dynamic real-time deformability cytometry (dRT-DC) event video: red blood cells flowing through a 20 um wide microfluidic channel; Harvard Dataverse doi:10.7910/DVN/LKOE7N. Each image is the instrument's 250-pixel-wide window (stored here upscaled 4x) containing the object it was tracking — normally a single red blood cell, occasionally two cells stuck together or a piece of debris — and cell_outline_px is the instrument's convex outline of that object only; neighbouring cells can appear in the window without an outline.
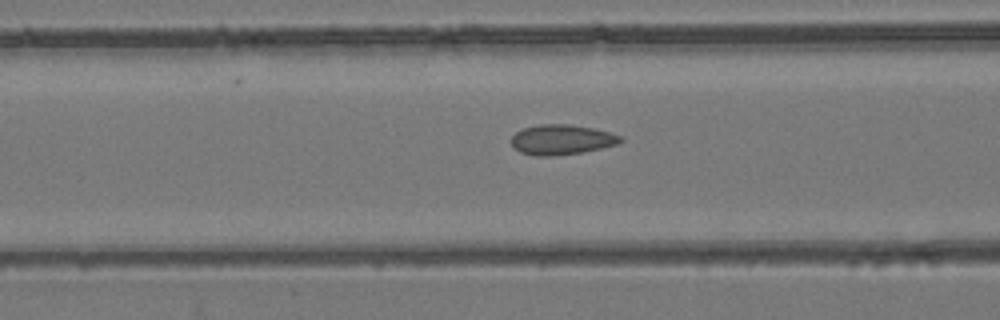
{"species": "common noctule bat (a hibernating species)", "species_latin": "Nyctalus noctula", "temperature_condition": "room temperature", "stored_images_in_passage": 52, "camera_frame_rate_fps": 3000, "um_per_image_px": 0.085, "animal": {"sex": "female", "body_mass_g": 24.6, "forearm_length_mm": 56.2}, "frame": {"image": 1, "passage_image": 22, "time_ms": 7.0, "image_size_px": [1000, 320], "cell_outline_px": [[624, 140], [616, 144], [584, 152], [552, 156], [536, 156], [520, 152], [512, 144], [512, 136], [516, 132], [524, 128], [540, 124], [568, 124], [592, 128], [608, 132], [620, 136]], "centroid_in_image_um": [47.72, 11.87], "position_along_channel_um": 118.9, "area_um2": 18.9}}
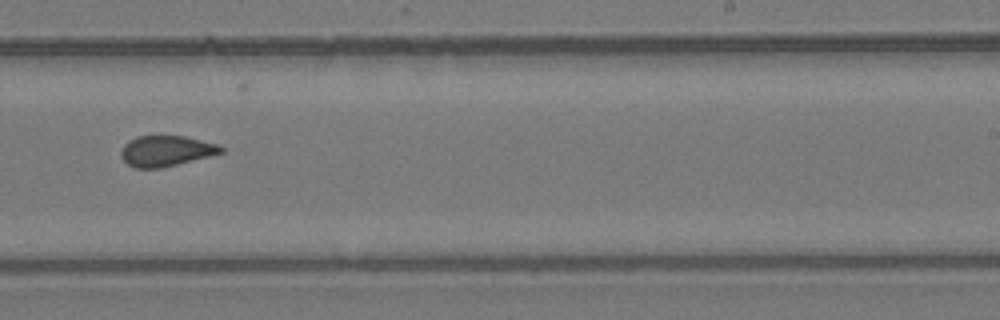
{"frame": {"image": 2, "passage_image": 34, "time_ms": 11.0, "image_size_px": [1000, 320], "cell_outline_px": [[224, 152], [160, 168], [136, 168], [128, 164], [120, 156], [120, 152], [124, 144], [128, 140], [136, 136], [184, 136], [216, 144], [224, 148]], "centroid_in_image_um": [14.07, 12.82], "position_along_channel_um": 274.9, "area_um2": 17.63}}
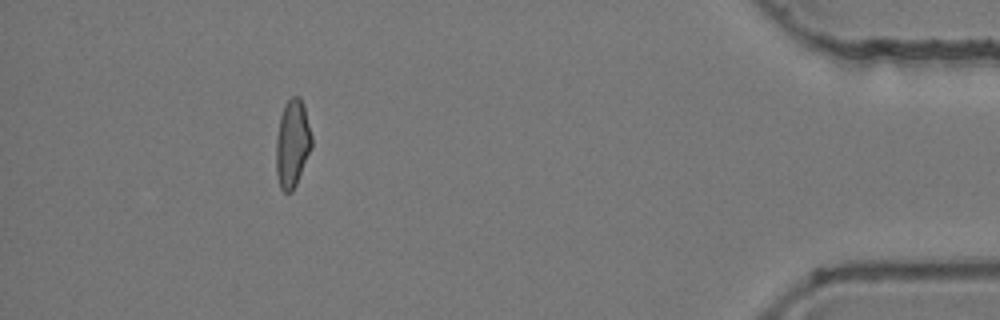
{"frame": {"image": 3, "passage_image": 49, "time_ms": 16.0, "image_size_px": [1000, 320], "cell_outline_px": [[312, 148], [296, 184], [292, 192], [284, 192], [280, 188], [276, 172], [276, 136], [280, 116], [284, 104], [292, 96], [300, 96], [304, 104], [312, 136]], "centroid_in_image_um": [24.85, 12.18], "position_along_channel_um": 410.3, "area_um2": 18.44}, "authors_computed_cell_mechanics": {"area_um2": 18.5249, "velocity_mm_per_s": 3.9056, "shape_relaxation_time_tau1_ms": null, "shape_relaxation_time_tau2_ms": 1.5673, "deformation_change_tau1": null, "deformation_change_tau2": 0.0631}}